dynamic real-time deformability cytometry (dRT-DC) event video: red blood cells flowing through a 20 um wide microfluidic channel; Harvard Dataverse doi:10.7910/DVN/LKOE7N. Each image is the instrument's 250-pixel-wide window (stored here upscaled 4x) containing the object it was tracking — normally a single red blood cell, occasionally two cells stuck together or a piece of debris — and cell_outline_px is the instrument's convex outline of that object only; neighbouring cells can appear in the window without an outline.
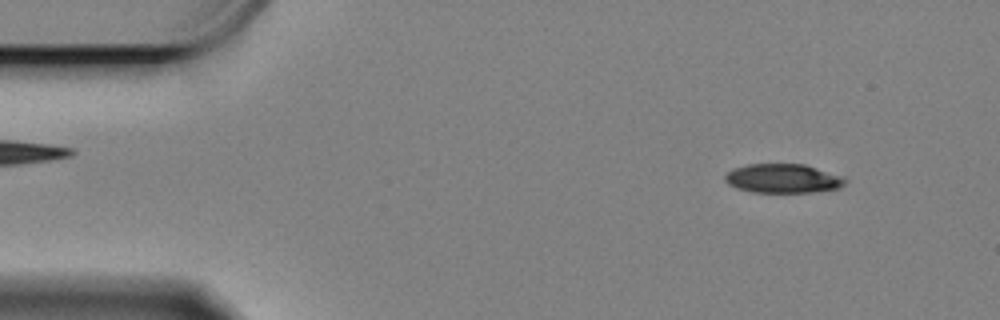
{"species": "Egyptian fruit bat (a non-hibernating species)", "species_latin": "Rousettus aegyptiacus", "temperature_condition": "cold", "stored_images_in_passage": 59, "camera_frame_rate_fps": 3000, "um_per_image_px": 0.085, "animal": {"sex": "female"}, "frame": {"image": 1, "passage_image": 6, "time_ms": 1.667, "image_size_px": [1000, 320], "cell_outline_px": [[848, 180], [840, 188], [816, 192], [752, 192], [736, 188], [728, 184], [724, 180], [724, 176], [732, 168], [748, 164], [804, 164], [844, 176]], "centroid_in_image_um": [66.56, 15.17], "position_along_channel_um": 18.4, "area_um2": 20.58}}
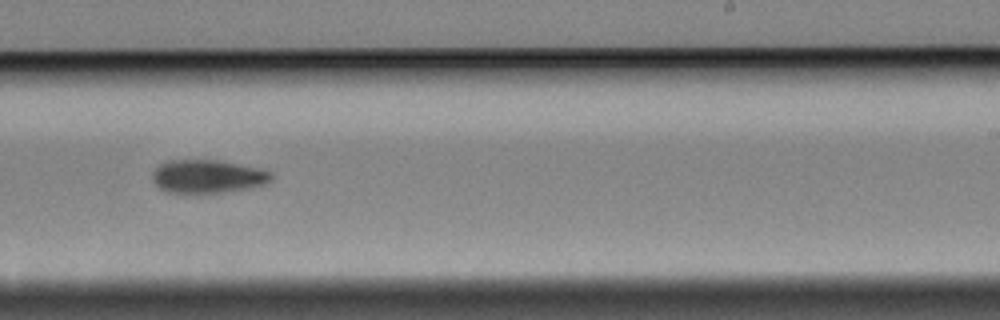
{"frame": {"image": 2, "passage_image": 36, "time_ms": 11.667, "image_size_px": [1000, 320], "cell_outline_px": [[272, 180], [264, 184], [248, 188], [196, 196], [168, 192], [160, 188], [152, 180], [152, 172], [160, 164], [168, 160], [220, 160], [256, 168], [272, 172]], "centroid_in_image_um": [17.6, 15.03], "position_along_channel_um": 271.4, "area_um2": 23.52}}
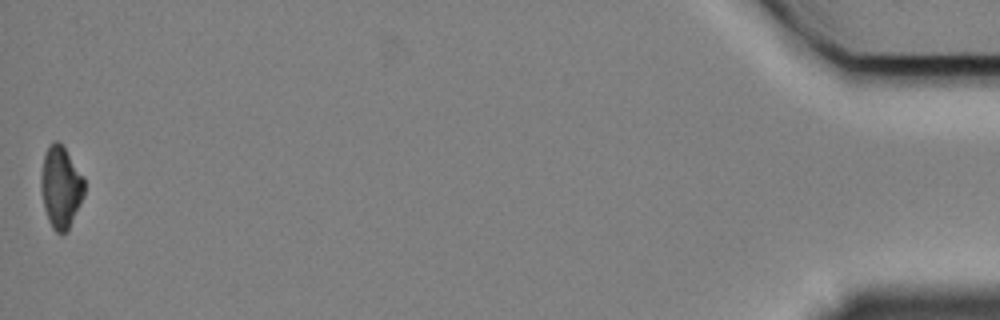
{"frame": {"image": 3, "passage_image": 59, "time_ms": 19.333, "image_size_px": [1000, 320], "cell_outline_px": [[84, 196], [68, 232], [60, 236], [52, 228], [48, 220], [44, 208], [40, 188], [40, 176], [44, 156], [52, 140], [56, 140], [64, 148], [84, 176]], "centroid_in_image_um": [5.17, 15.96], "position_along_channel_um": 430.0, "area_um2": 20.92}, "authors_computed_cell_mechanics": {"area_um2": 22.253, "velocity_mm_per_s": 3.3198, "shape_relaxation_time_tau1_ms": 2.6971, "shape_relaxation_time_tau2_ms": null, "deformation_change_tau1": 0.1439, "deformation_change_tau2": null}}